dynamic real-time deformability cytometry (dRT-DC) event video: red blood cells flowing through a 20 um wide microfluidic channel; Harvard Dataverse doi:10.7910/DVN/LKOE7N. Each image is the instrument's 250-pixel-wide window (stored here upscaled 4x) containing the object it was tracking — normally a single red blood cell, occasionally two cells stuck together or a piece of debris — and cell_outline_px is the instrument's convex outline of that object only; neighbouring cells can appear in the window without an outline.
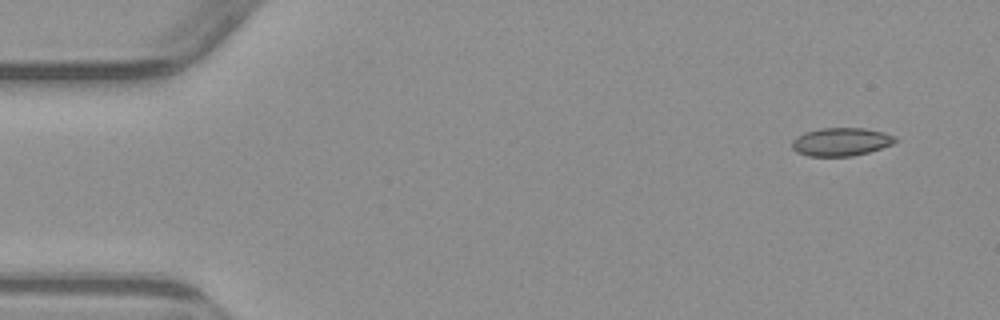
{"species": "common noctule bat (a hibernating species)", "species_latin": "Nyctalus noctula", "temperature_condition": "warm", "stored_images_in_passage": 4, "camera_frame_rate_fps": 3000, "um_per_image_px": 0.085, "animal": {"sex": "male", "body_mass_g": 23.1, "forearm_length_mm": 52.7}, "frame": {"image": 1, "passage_image": 1, "time_ms": 0.0, "image_size_px": [1000, 320], "cell_outline_px": [[900, 140], [892, 144], [868, 152], [852, 156], [808, 156], [796, 152], [792, 148], [792, 140], [796, 136], [804, 132], [820, 128], [864, 128], [884, 132], [896, 136]], "centroid_in_image_um": [71.49, 12.05], "position_along_channel_um": 13.5, "area_um2": 17.11}}
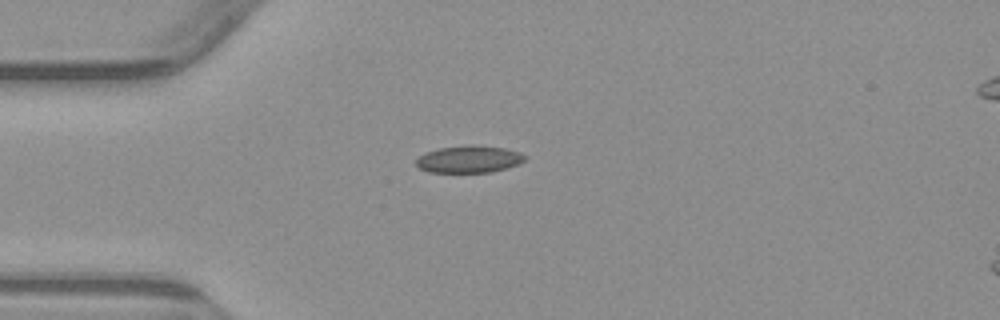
{"frame": {"image": 2, "passage_image": 4, "time_ms": 3.333, "image_size_px": [1000, 320], "cell_outline_px": [[528, 156], [520, 164], [492, 172], [428, 172], [420, 168], [416, 164], [416, 160], [420, 156], [428, 152], [440, 148], [468, 144], [472, 144], [504, 148], [520, 152]], "centroid_in_image_um": [39.91, 13.53], "position_along_channel_um": 45.1, "area_um2": 17.22}}